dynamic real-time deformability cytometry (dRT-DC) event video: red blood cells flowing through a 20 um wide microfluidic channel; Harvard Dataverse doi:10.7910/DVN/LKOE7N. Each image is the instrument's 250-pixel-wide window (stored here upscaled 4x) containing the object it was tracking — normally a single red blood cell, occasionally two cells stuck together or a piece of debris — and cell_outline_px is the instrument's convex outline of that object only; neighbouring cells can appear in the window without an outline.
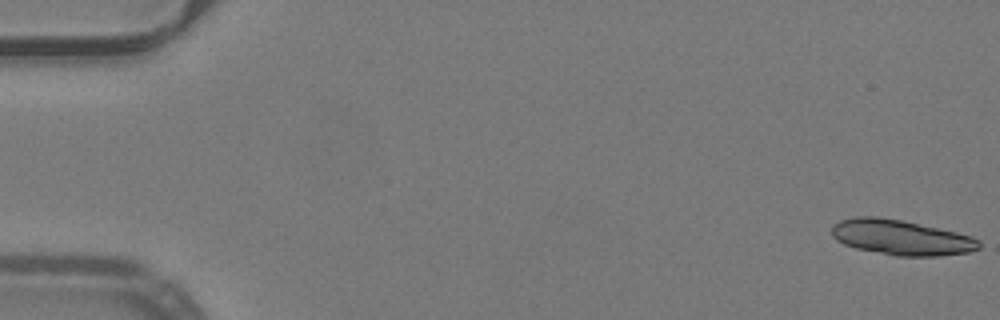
{"species": "common noctule bat (a hibernating species)", "species_latin": "Nyctalus noctula", "temperature_condition": "warm", "stored_images_in_passage": 47, "camera_frame_rate_fps": 3000, "um_per_image_px": 0.085, "animal": {"sex": "male", "body_mass_g": 19.2, "forearm_length_mm": 51.8}, "frame": {"image": 1, "passage_image": 1, "time_ms": 0.0, "image_size_px": [1000, 320], "cell_outline_px": [[980, 248], [972, 252], [940, 256], [896, 256], [856, 248], [844, 244], [836, 240], [832, 236], [832, 224], [840, 220], [856, 216], [876, 216], [900, 220], [956, 232], [972, 236], [980, 240]], "centroid_in_image_um": [76.6, 20.19], "position_along_channel_um": 8.4, "area_um2": 30.29}}
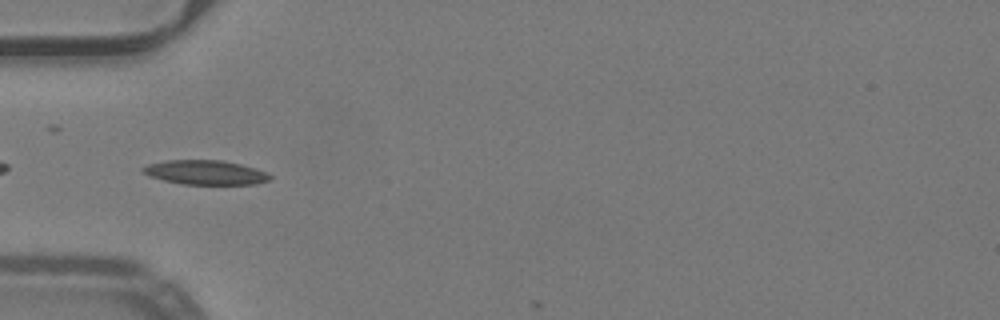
{"frame": {"image": 2, "passage_image": 18, "time_ms": 5.667, "image_size_px": [1000, 320], "cell_outline_px": [[272, 180], [256, 184], [184, 184], [164, 180], [148, 176], [140, 172], [140, 168], [148, 164], [168, 160], [224, 160], [256, 168], [268, 172], [272, 176]], "centroid_in_image_um": [17.48, 14.65], "position_along_channel_um": 67.5, "area_um2": 18.26}}
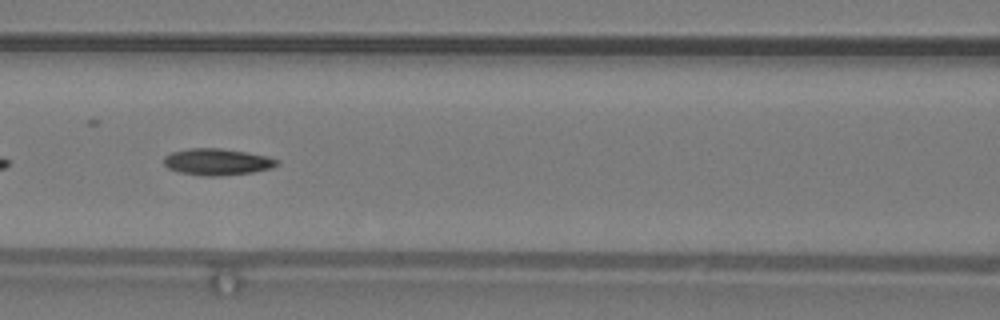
{"frame": {"image": 3, "passage_image": 24, "time_ms": 7.667, "image_size_px": [1000, 320], "cell_outline_px": [[280, 164], [272, 168], [252, 172], [220, 176], [200, 176], [180, 172], [168, 168], [164, 164], [164, 156], [172, 152], [188, 148], [220, 148], [268, 156], [280, 160]], "centroid_in_image_um": [18.47, 13.76], "position_along_channel_um": 148.1, "area_um2": 17.63}}